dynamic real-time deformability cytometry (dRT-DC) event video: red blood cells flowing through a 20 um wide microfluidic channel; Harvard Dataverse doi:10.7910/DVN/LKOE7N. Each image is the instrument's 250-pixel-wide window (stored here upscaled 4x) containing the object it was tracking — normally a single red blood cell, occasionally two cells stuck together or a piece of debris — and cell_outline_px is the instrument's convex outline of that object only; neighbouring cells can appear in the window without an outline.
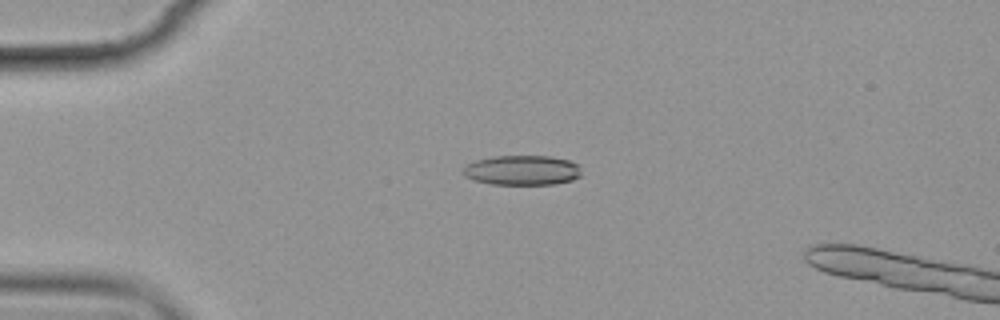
{"species": "common noctule bat (a hibernating species)", "species_latin": "Nyctalus noctula", "temperature_condition": "cold", "stored_images_in_passage": 6, "camera_frame_rate_fps": 3000, "um_per_image_px": 0.085, "animal": {"sex": "female", "body_mass_g": 19.9}, "frame": {"image": 1, "passage_image": 4, "time_ms": 3.333, "image_size_px": [1000, 320], "cell_outline_px": [[580, 176], [572, 180], [556, 184], [492, 184], [476, 180], [464, 176], [464, 168], [468, 164], [476, 160], [492, 156], [552, 156], [568, 160], [580, 164]], "centroid_in_image_um": [44.43, 14.46], "position_along_channel_um": 40.6, "area_um2": 20.52}}